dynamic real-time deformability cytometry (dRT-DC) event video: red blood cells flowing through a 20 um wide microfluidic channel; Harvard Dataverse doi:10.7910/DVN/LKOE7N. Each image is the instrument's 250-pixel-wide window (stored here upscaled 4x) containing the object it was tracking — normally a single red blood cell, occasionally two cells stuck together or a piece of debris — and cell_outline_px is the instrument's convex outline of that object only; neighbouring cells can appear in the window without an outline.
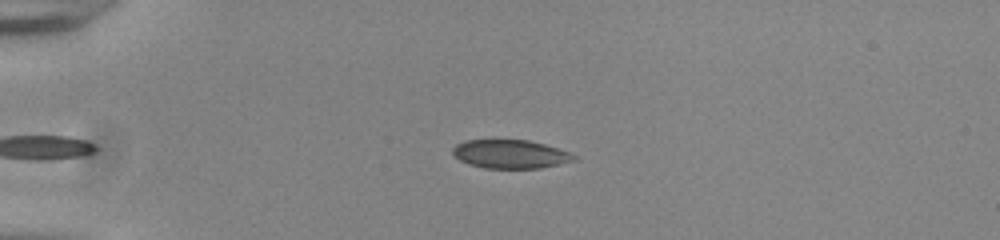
{"species": "common noctule bat (a hibernating species)", "species_latin": "Nyctalus noctula", "temperature_condition": "room temperature", "stored_images_in_passage": 37, "camera_frame_rate_fps": 3000, "um_per_image_px": 0.085, "animal": {"sex": "male", "body_mass_g": 20.0, "forearm_length_mm": 53.3}, "frame": {"image": 1, "passage_image": 2, "time_ms": 0.333, "image_size_px": [1000, 240], "cell_outline_px": [[576, 160], [540, 168], [484, 168], [468, 164], [460, 160], [452, 152], [452, 148], [456, 144], [464, 140], [496, 136], [528, 140], [544, 144], [568, 152], [576, 156]], "centroid_in_image_um": [43.29, 13.04], "position_along_channel_um": 41.7, "area_um2": 20.98}}
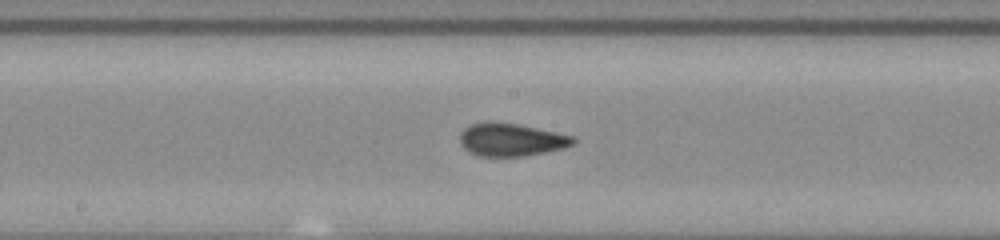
{"frame": {"image": 2, "passage_image": 18, "time_ms": 5.667, "image_size_px": [1000, 240], "cell_outline_px": [[576, 140], [572, 144], [564, 148], [524, 156], [480, 156], [468, 152], [460, 144], [460, 132], [464, 128], [472, 124], [488, 120], [492, 120], [520, 124], [576, 136]], "centroid_in_image_um": [43.44, 11.85], "position_along_channel_um": 204.8, "area_um2": 22.08}}
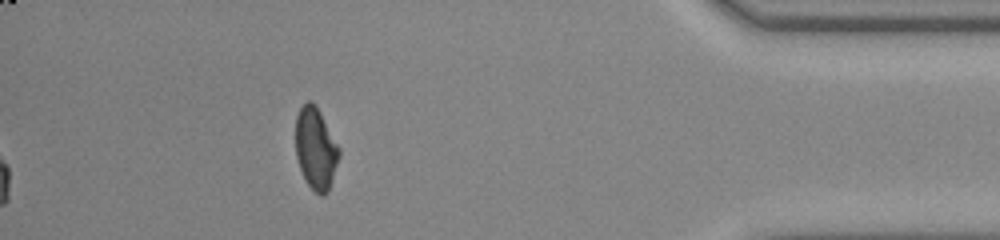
{"frame": {"image": 3, "passage_image": 37, "time_ms": 12.0, "image_size_px": [1000, 240], "cell_outline_px": [[340, 156], [328, 192], [324, 196], [320, 196], [308, 184], [300, 168], [296, 156], [296, 116], [300, 108], [308, 100], [312, 100], [316, 104], [340, 148]], "centroid_in_image_um": [26.85, 12.61], "position_along_channel_um": 408.4, "area_um2": 20.75}, "authors_computed_cell_mechanics": {"area_um2": 21.2704, "velocity_mm_per_s": 3.8496, "shape_relaxation_time_tau1_ms": 4.7746, "shape_relaxation_time_tau2_ms": 0.7162, "deformation_change_tau1": 0.1389, "deformation_change_tau2": 0.0404}}